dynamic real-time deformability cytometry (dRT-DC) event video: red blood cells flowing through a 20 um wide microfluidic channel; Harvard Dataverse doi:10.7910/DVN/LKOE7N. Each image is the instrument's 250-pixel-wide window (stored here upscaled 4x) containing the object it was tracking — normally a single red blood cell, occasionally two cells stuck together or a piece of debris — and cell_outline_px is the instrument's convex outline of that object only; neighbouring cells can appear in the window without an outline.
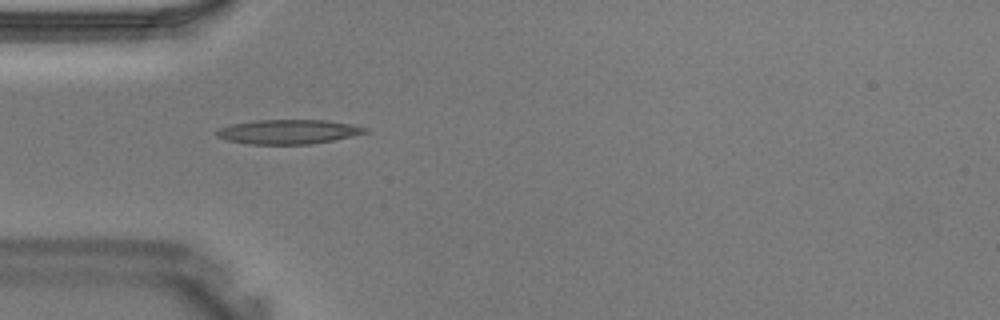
{"species": "Egyptian fruit bat (a non-hibernating species)", "species_latin": "Rousettus aegyptiacus", "temperature_condition": "warm", "stored_images_in_passage": 29, "camera_frame_rate_fps": 3000, "um_per_image_px": 0.085, "animal": {"sex": "male"}, "frame": {"image": 1, "passage_image": 1, "time_ms": 0.0, "image_size_px": [1000, 320], "cell_outline_px": [[368, 132], [352, 136], [332, 140], [308, 144], [248, 144], [228, 140], [216, 136], [216, 132], [220, 128], [228, 124], [256, 120], [328, 120], [352, 124], [368, 128]], "centroid_in_image_um": [24.5, 11.19], "position_along_channel_um": 60.5, "area_um2": 21.1}}
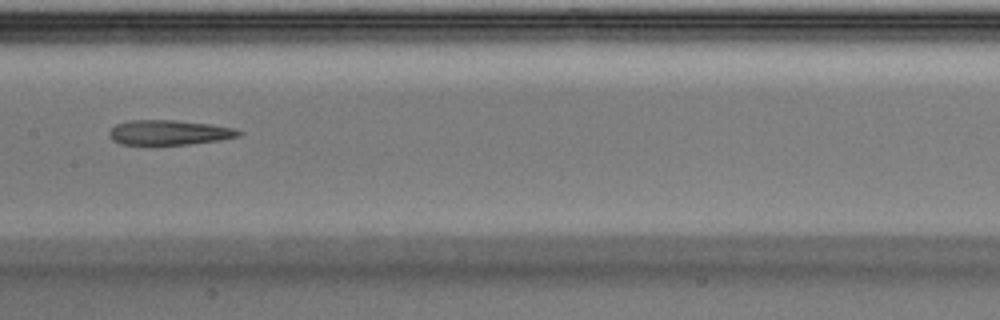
{"frame": {"image": 2, "passage_image": 9, "time_ms": 2.667, "image_size_px": [1000, 320], "cell_outline_px": [[244, 132], [240, 136], [220, 140], [188, 144], [120, 144], [112, 140], [108, 136], [108, 132], [116, 124], [128, 120], [176, 120], [212, 124], [232, 128]], "centroid_in_image_um": [14.36, 11.25], "position_along_channel_um": 193.0, "area_um2": 18.79}}
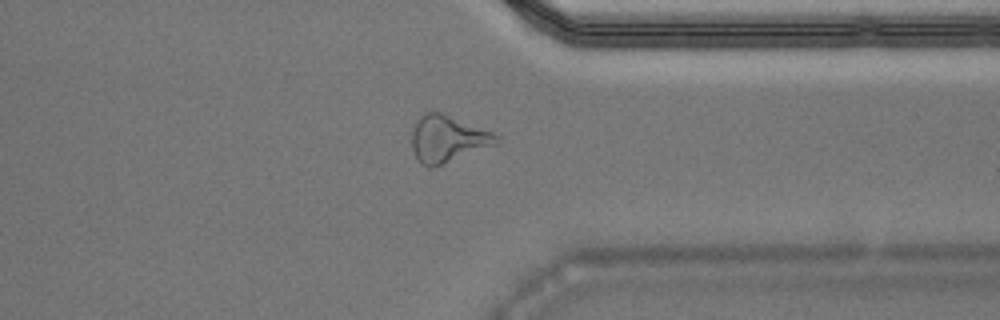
{"frame": {"image": 3, "passage_image": 20, "time_ms": 6.333, "image_size_px": [1000, 320], "cell_outline_px": [[500, 144], [432, 168], [428, 168], [420, 164], [412, 148], [412, 132], [420, 116], [428, 112], [440, 112], [492, 132], [500, 140]], "centroid_in_image_um": [38.07, 11.84], "position_along_channel_um": 373.3, "area_um2": 22.95}}